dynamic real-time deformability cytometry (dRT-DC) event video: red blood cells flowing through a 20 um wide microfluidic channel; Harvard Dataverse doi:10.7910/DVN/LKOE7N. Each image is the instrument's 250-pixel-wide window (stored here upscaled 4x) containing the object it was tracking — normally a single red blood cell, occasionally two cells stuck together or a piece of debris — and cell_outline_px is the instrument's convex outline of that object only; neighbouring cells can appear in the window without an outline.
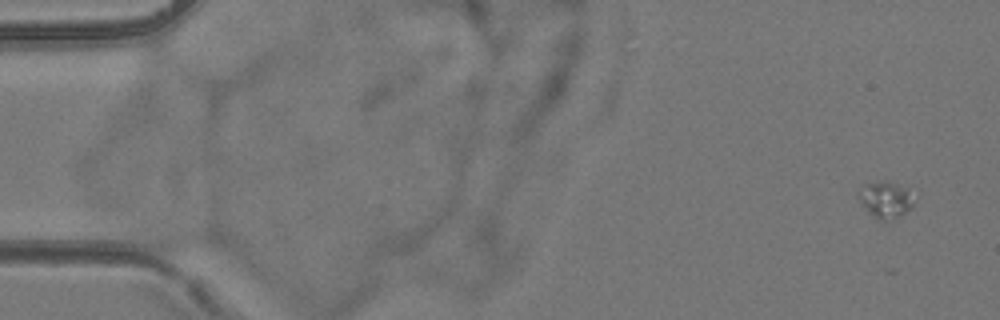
{"species": "common noctule bat (a hibernating species)", "species_latin": "Nyctalus noctula", "temperature_condition": "room temperature", "stored_images_in_passage": 5, "camera_frame_rate_fps": 3000, "um_per_image_px": 0.085, "animal": {"sex": "female", "body_mass_g": 24.6, "forearm_length_mm": 56.2}, "frame": {"image": 1, "passage_image": 1, "time_ms": 0.0, "image_size_px": [1000, 320], "cell_outline_px": [[920, 192], [912, 208], [888, 220], [880, 220], [872, 216], [860, 204], [856, 192], [868, 184], [876, 180], [888, 180]], "centroid_in_image_um": [75.36, 16.91], "position_along_channel_um": 9.6, "area_um2": 12.48}}